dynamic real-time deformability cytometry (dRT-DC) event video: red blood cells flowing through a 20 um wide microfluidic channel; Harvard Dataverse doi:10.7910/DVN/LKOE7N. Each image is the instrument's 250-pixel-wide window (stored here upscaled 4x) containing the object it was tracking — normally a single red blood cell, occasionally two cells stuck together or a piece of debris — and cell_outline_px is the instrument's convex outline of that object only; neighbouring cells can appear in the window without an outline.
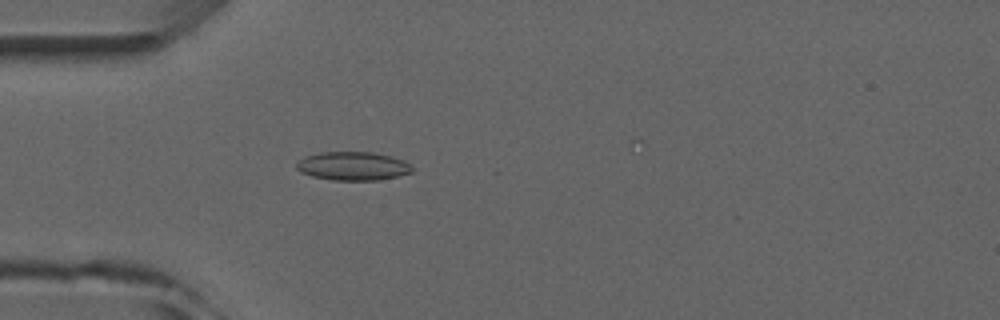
{"species": "common noctule bat (a hibernating species)", "species_latin": "Nyctalus noctula", "temperature_condition": "room temperature", "stored_images_in_passage": 3, "camera_frame_rate_fps": 3000, "um_per_image_px": 0.085, "animal": {"sex": "male", "forearm_length_mm": 52.5}, "frame": {"image": 1, "passage_image": 3, "time_ms": 2.333, "image_size_px": [1000, 320], "cell_outline_px": [[412, 172], [380, 180], [332, 180], [312, 176], [300, 172], [296, 168], [296, 164], [304, 156], [320, 152], [372, 152], [392, 156], [404, 160], [412, 168]], "centroid_in_image_um": [29.97, 14.11], "position_along_channel_um": 55.0, "area_um2": 19.25}}